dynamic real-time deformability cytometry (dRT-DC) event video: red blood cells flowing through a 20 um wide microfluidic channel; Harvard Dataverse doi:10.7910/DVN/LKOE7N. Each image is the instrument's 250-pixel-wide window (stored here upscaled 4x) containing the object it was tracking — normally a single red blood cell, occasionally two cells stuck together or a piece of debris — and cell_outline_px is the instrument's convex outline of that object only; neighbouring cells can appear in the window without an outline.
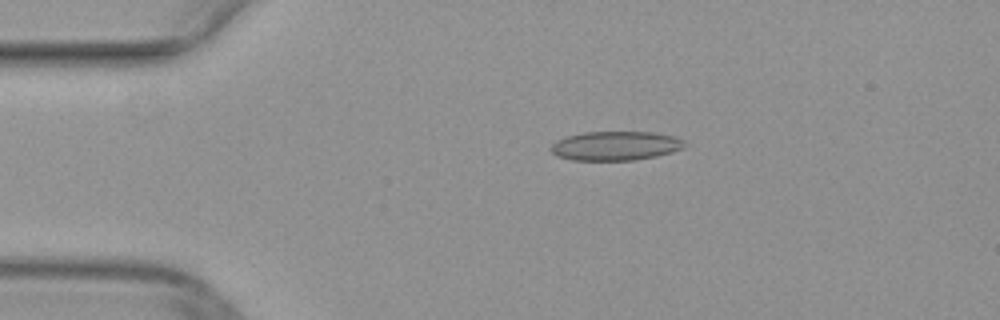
{"species": "common noctule bat (a hibernating species)", "species_latin": "Nyctalus noctula", "temperature_condition": "warm", "stored_images_in_passage": 35, "camera_frame_rate_fps": 3000, "um_per_image_px": 0.085, "animal": {"sex": "female", "body_mass_g": 29.2, "forearm_length_mm": 56.3}, "frame": {"image": 1, "passage_image": 2, "time_ms": 0.333, "image_size_px": [1000, 320], "cell_outline_px": [[684, 144], [680, 148], [672, 152], [656, 156], [636, 160], [572, 160], [556, 156], [552, 152], [552, 144], [556, 140], [564, 136], [584, 132], [652, 132], [676, 136], [684, 140]], "centroid_in_image_um": [52.29, 12.39], "position_along_channel_um": 32.7, "area_um2": 22.72}}
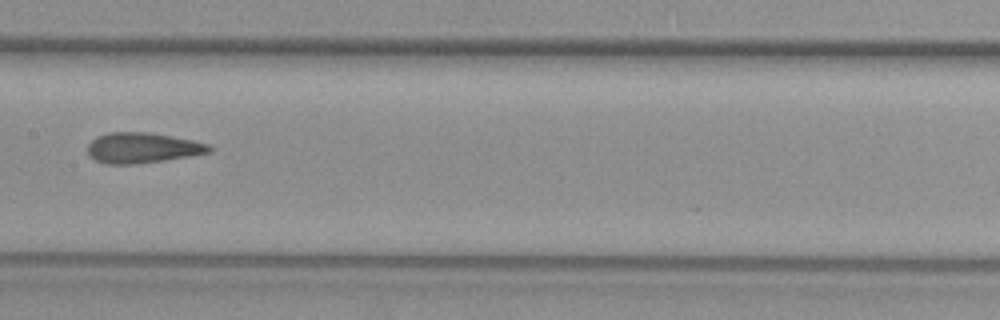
{"frame": {"image": 2, "passage_image": 17, "time_ms": 5.333, "image_size_px": [1000, 320], "cell_outline_px": [[212, 152], [164, 160], [136, 164], [104, 164], [96, 160], [88, 152], [88, 144], [96, 136], [108, 132], [148, 132], [172, 136], [192, 140], [208, 144], [212, 148]], "centroid_in_image_um": [12.09, 12.56], "position_along_channel_um": 195.3, "area_um2": 21.5}}
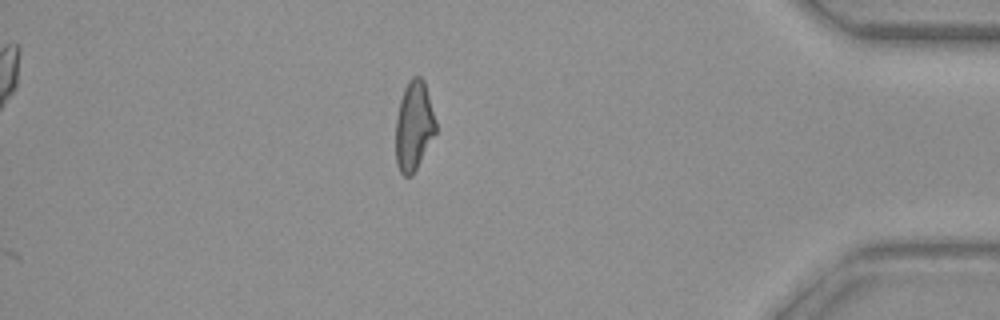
{"frame": {"image": 3, "passage_image": 35, "time_ms": 11.333, "image_size_px": [1000, 320], "cell_outline_px": [[436, 132], [412, 176], [404, 176], [400, 172], [396, 164], [396, 116], [400, 100], [404, 88], [408, 80], [412, 76], [420, 76], [424, 80], [436, 120]], "centroid_in_image_um": [35.17, 10.68], "position_along_channel_um": 400.0, "area_um2": 20.92}}